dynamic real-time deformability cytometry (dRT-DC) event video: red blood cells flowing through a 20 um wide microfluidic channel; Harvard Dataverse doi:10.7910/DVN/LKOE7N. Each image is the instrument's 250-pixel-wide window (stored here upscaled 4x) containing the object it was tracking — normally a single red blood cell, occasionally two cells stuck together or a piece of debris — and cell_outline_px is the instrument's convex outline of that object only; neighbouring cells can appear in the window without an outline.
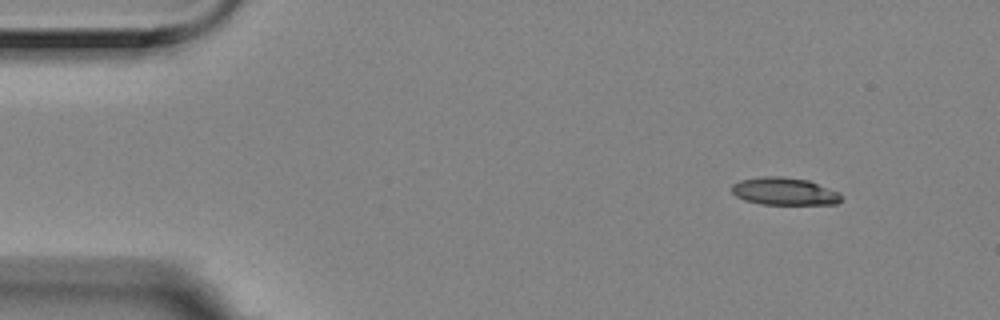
{"species": "Egyptian fruit bat (a non-hibernating species)", "species_latin": "Rousettus aegyptiacus", "temperature_condition": "room temperature", "stored_images_in_passage": 4, "camera_frame_rate_fps": 3000, "um_per_image_px": 0.085, "animal": {"sex": "female"}, "frame": {"image": 1, "passage_image": 1, "time_ms": 0.0, "image_size_px": [1000, 320], "cell_outline_px": [[840, 200], [836, 204], [760, 204], [744, 200], [736, 196], [732, 192], [732, 184], [740, 180], [764, 176], [780, 176], [808, 180], [840, 192]], "centroid_in_image_um": [66.65, 16.26], "position_along_channel_um": 18.4, "area_um2": 17.51}}
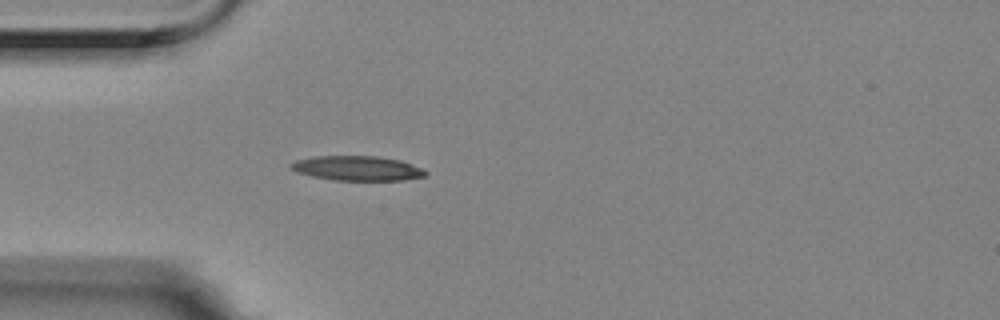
{"frame": {"image": 2, "passage_image": 4, "time_ms": 1.0, "image_size_px": [1000, 320], "cell_outline_px": [[428, 172], [424, 176], [404, 180], [332, 180], [312, 176], [296, 172], [288, 164], [296, 160], [312, 156], [376, 156], [400, 160], [424, 168]], "centroid_in_image_um": [30.37, 14.3], "position_along_channel_um": 54.6, "area_um2": 19.42}}